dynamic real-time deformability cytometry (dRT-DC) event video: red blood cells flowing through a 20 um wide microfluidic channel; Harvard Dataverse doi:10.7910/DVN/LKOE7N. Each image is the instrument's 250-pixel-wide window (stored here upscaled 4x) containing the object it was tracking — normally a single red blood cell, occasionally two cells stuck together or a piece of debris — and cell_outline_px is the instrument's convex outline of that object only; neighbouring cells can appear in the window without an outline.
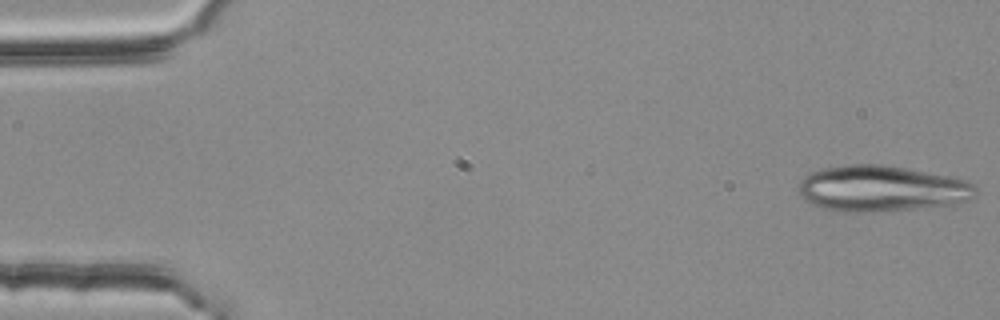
{"species": "common noctule bat (a hibernating species)", "species_latin": "Nyctalus noctula", "temperature_condition": "room temperature", "stored_images_in_passage": 4, "camera_frame_rate_fps": 3000, "um_per_image_px": 0.085, "animal": {"sex": "female", "body_mass_g": 25.1}, "frame": {"image": 1, "passage_image": 1, "time_ms": 0.0, "image_size_px": [1000, 320], "cell_outline_px": [[976, 196], [968, 200], [956, 204], [876, 212], [840, 212], [820, 208], [804, 200], [800, 196], [800, 180], [804, 176], [820, 168], [848, 164], [884, 164], [964, 180], [972, 184], [976, 188]], "centroid_in_image_um": [74.87, 16.04], "position_along_channel_um": 10.1, "area_um2": 47.4}}